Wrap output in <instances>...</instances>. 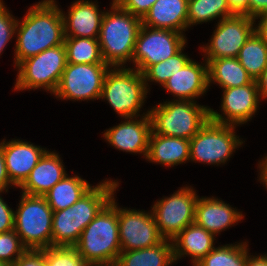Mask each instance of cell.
I'll return each mask as SVG.
<instances>
[{
    "instance_id": "1",
    "label": "cell",
    "mask_w": 267,
    "mask_h": 266,
    "mask_svg": "<svg viewBox=\"0 0 267 266\" xmlns=\"http://www.w3.org/2000/svg\"><path fill=\"white\" fill-rule=\"evenodd\" d=\"M15 35V68L29 57L64 44L63 17L56 0H42L30 6L22 21L18 19Z\"/></svg>"
},
{
    "instance_id": "2",
    "label": "cell",
    "mask_w": 267,
    "mask_h": 266,
    "mask_svg": "<svg viewBox=\"0 0 267 266\" xmlns=\"http://www.w3.org/2000/svg\"><path fill=\"white\" fill-rule=\"evenodd\" d=\"M118 187V180L103 179L93 185L70 208L53 211L52 246L73 247L85 227L115 197Z\"/></svg>"
},
{
    "instance_id": "3",
    "label": "cell",
    "mask_w": 267,
    "mask_h": 266,
    "mask_svg": "<svg viewBox=\"0 0 267 266\" xmlns=\"http://www.w3.org/2000/svg\"><path fill=\"white\" fill-rule=\"evenodd\" d=\"M89 266L116 264L121 252L118 203L113 197L82 231L73 246Z\"/></svg>"
},
{
    "instance_id": "4",
    "label": "cell",
    "mask_w": 267,
    "mask_h": 266,
    "mask_svg": "<svg viewBox=\"0 0 267 266\" xmlns=\"http://www.w3.org/2000/svg\"><path fill=\"white\" fill-rule=\"evenodd\" d=\"M109 9L104 12L98 36L102 58L110 67H126L132 62L141 18L122 9L114 0Z\"/></svg>"
},
{
    "instance_id": "5",
    "label": "cell",
    "mask_w": 267,
    "mask_h": 266,
    "mask_svg": "<svg viewBox=\"0 0 267 266\" xmlns=\"http://www.w3.org/2000/svg\"><path fill=\"white\" fill-rule=\"evenodd\" d=\"M155 134L190 140L210 119V107L197 101L168 100L149 109Z\"/></svg>"
},
{
    "instance_id": "6",
    "label": "cell",
    "mask_w": 267,
    "mask_h": 266,
    "mask_svg": "<svg viewBox=\"0 0 267 266\" xmlns=\"http://www.w3.org/2000/svg\"><path fill=\"white\" fill-rule=\"evenodd\" d=\"M149 93L142 73L128 65L110 67L106 73L100 99L106 100L120 118H131L139 114Z\"/></svg>"
},
{
    "instance_id": "7",
    "label": "cell",
    "mask_w": 267,
    "mask_h": 266,
    "mask_svg": "<svg viewBox=\"0 0 267 266\" xmlns=\"http://www.w3.org/2000/svg\"><path fill=\"white\" fill-rule=\"evenodd\" d=\"M14 210V230L28 250L52 247L53 210L44 196L21 194Z\"/></svg>"
},
{
    "instance_id": "8",
    "label": "cell",
    "mask_w": 267,
    "mask_h": 266,
    "mask_svg": "<svg viewBox=\"0 0 267 266\" xmlns=\"http://www.w3.org/2000/svg\"><path fill=\"white\" fill-rule=\"evenodd\" d=\"M67 64L64 44L23 60L17 67L14 91L44 89L53 94Z\"/></svg>"
},
{
    "instance_id": "9",
    "label": "cell",
    "mask_w": 267,
    "mask_h": 266,
    "mask_svg": "<svg viewBox=\"0 0 267 266\" xmlns=\"http://www.w3.org/2000/svg\"><path fill=\"white\" fill-rule=\"evenodd\" d=\"M236 126L219 124L210 119L190 139V161L224 165L233 152L245 142L235 132Z\"/></svg>"
},
{
    "instance_id": "10",
    "label": "cell",
    "mask_w": 267,
    "mask_h": 266,
    "mask_svg": "<svg viewBox=\"0 0 267 266\" xmlns=\"http://www.w3.org/2000/svg\"><path fill=\"white\" fill-rule=\"evenodd\" d=\"M192 186L180 187L169 197L158 199L151 211L161 236L173 240L186 226L195 221V205L198 200Z\"/></svg>"
},
{
    "instance_id": "11",
    "label": "cell",
    "mask_w": 267,
    "mask_h": 266,
    "mask_svg": "<svg viewBox=\"0 0 267 266\" xmlns=\"http://www.w3.org/2000/svg\"><path fill=\"white\" fill-rule=\"evenodd\" d=\"M186 43L187 37L183 33L141 25L135 42L132 68L143 73L149 66L173 57Z\"/></svg>"
},
{
    "instance_id": "12",
    "label": "cell",
    "mask_w": 267,
    "mask_h": 266,
    "mask_svg": "<svg viewBox=\"0 0 267 266\" xmlns=\"http://www.w3.org/2000/svg\"><path fill=\"white\" fill-rule=\"evenodd\" d=\"M110 69L107 64L67 63L53 95L62 100H100L103 82Z\"/></svg>"
},
{
    "instance_id": "13",
    "label": "cell",
    "mask_w": 267,
    "mask_h": 266,
    "mask_svg": "<svg viewBox=\"0 0 267 266\" xmlns=\"http://www.w3.org/2000/svg\"><path fill=\"white\" fill-rule=\"evenodd\" d=\"M255 24V18L245 14L218 21L209 43L200 46L205 53L204 60L209 63L213 59L238 57L240 49L255 32Z\"/></svg>"
},
{
    "instance_id": "14",
    "label": "cell",
    "mask_w": 267,
    "mask_h": 266,
    "mask_svg": "<svg viewBox=\"0 0 267 266\" xmlns=\"http://www.w3.org/2000/svg\"><path fill=\"white\" fill-rule=\"evenodd\" d=\"M118 225L121 251L149 248L162 242L152 211L119 207Z\"/></svg>"
},
{
    "instance_id": "15",
    "label": "cell",
    "mask_w": 267,
    "mask_h": 266,
    "mask_svg": "<svg viewBox=\"0 0 267 266\" xmlns=\"http://www.w3.org/2000/svg\"><path fill=\"white\" fill-rule=\"evenodd\" d=\"M221 113L210 108V120L226 125L240 126L246 124L259 110L261 97L257 81L252 83L222 89Z\"/></svg>"
},
{
    "instance_id": "16",
    "label": "cell",
    "mask_w": 267,
    "mask_h": 266,
    "mask_svg": "<svg viewBox=\"0 0 267 266\" xmlns=\"http://www.w3.org/2000/svg\"><path fill=\"white\" fill-rule=\"evenodd\" d=\"M124 120L107 129L102 137L113 148L123 152L141 154L146 159L152 131L149 114L124 118Z\"/></svg>"
},
{
    "instance_id": "17",
    "label": "cell",
    "mask_w": 267,
    "mask_h": 266,
    "mask_svg": "<svg viewBox=\"0 0 267 266\" xmlns=\"http://www.w3.org/2000/svg\"><path fill=\"white\" fill-rule=\"evenodd\" d=\"M0 145L3 150L8 177L15 188H19L25 182L39 159L47 151L46 148L22 139L6 141L4 138Z\"/></svg>"
},
{
    "instance_id": "18",
    "label": "cell",
    "mask_w": 267,
    "mask_h": 266,
    "mask_svg": "<svg viewBox=\"0 0 267 266\" xmlns=\"http://www.w3.org/2000/svg\"><path fill=\"white\" fill-rule=\"evenodd\" d=\"M162 87L173 95V100L196 101L205 95L209 89L208 62L204 58L203 63L191 59L182 69L173 74Z\"/></svg>"
},
{
    "instance_id": "19",
    "label": "cell",
    "mask_w": 267,
    "mask_h": 266,
    "mask_svg": "<svg viewBox=\"0 0 267 266\" xmlns=\"http://www.w3.org/2000/svg\"><path fill=\"white\" fill-rule=\"evenodd\" d=\"M244 218L241 211L233 208L229 203L212 197H198L195 205V223L215 237L222 231L229 229Z\"/></svg>"
},
{
    "instance_id": "20",
    "label": "cell",
    "mask_w": 267,
    "mask_h": 266,
    "mask_svg": "<svg viewBox=\"0 0 267 266\" xmlns=\"http://www.w3.org/2000/svg\"><path fill=\"white\" fill-rule=\"evenodd\" d=\"M96 2L76 0L68 7V14L61 10L65 37L98 38L105 9L99 10Z\"/></svg>"
},
{
    "instance_id": "21",
    "label": "cell",
    "mask_w": 267,
    "mask_h": 266,
    "mask_svg": "<svg viewBox=\"0 0 267 266\" xmlns=\"http://www.w3.org/2000/svg\"><path fill=\"white\" fill-rule=\"evenodd\" d=\"M67 174L60 155L47 150L19 189L23 194L43 196Z\"/></svg>"
},
{
    "instance_id": "22",
    "label": "cell",
    "mask_w": 267,
    "mask_h": 266,
    "mask_svg": "<svg viewBox=\"0 0 267 266\" xmlns=\"http://www.w3.org/2000/svg\"><path fill=\"white\" fill-rule=\"evenodd\" d=\"M188 1L157 0L141 19L142 25L185 34L188 30Z\"/></svg>"
},
{
    "instance_id": "23",
    "label": "cell",
    "mask_w": 267,
    "mask_h": 266,
    "mask_svg": "<svg viewBox=\"0 0 267 266\" xmlns=\"http://www.w3.org/2000/svg\"><path fill=\"white\" fill-rule=\"evenodd\" d=\"M216 237L195 222L186 226L173 240L174 261L191 257L195 266L215 248Z\"/></svg>"
},
{
    "instance_id": "24",
    "label": "cell",
    "mask_w": 267,
    "mask_h": 266,
    "mask_svg": "<svg viewBox=\"0 0 267 266\" xmlns=\"http://www.w3.org/2000/svg\"><path fill=\"white\" fill-rule=\"evenodd\" d=\"M146 160L173 167L190 161V140L151 131Z\"/></svg>"
},
{
    "instance_id": "25",
    "label": "cell",
    "mask_w": 267,
    "mask_h": 266,
    "mask_svg": "<svg viewBox=\"0 0 267 266\" xmlns=\"http://www.w3.org/2000/svg\"><path fill=\"white\" fill-rule=\"evenodd\" d=\"M174 263L173 242L167 239L149 248L121 251L116 262L118 266H171Z\"/></svg>"
},
{
    "instance_id": "26",
    "label": "cell",
    "mask_w": 267,
    "mask_h": 266,
    "mask_svg": "<svg viewBox=\"0 0 267 266\" xmlns=\"http://www.w3.org/2000/svg\"><path fill=\"white\" fill-rule=\"evenodd\" d=\"M208 76L209 88L211 83L227 89L244 86L254 81L237 57L211 60L208 63Z\"/></svg>"
},
{
    "instance_id": "27",
    "label": "cell",
    "mask_w": 267,
    "mask_h": 266,
    "mask_svg": "<svg viewBox=\"0 0 267 266\" xmlns=\"http://www.w3.org/2000/svg\"><path fill=\"white\" fill-rule=\"evenodd\" d=\"M91 187L92 185L86 179L77 174L73 176L67 174L43 196L53 211H59L70 208Z\"/></svg>"
},
{
    "instance_id": "28",
    "label": "cell",
    "mask_w": 267,
    "mask_h": 266,
    "mask_svg": "<svg viewBox=\"0 0 267 266\" xmlns=\"http://www.w3.org/2000/svg\"><path fill=\"white\" fill-rule=\"evenodd\" d=\"M239 63L253 80H257L267 67V42L255 31L240 49Z\"/></svg>"
},
{
    "instance_id": "29",
    "label": "cell",
    "mask_w": 267,
    "mask_h": 266,
    "mask_svg": "<svg viewBox=\"0 0 267 266\" xmlns=\"http://www.w3.org/2000/svg\"><path fill=\"white\" fill-rule=\"evenodd\" d=\"M67 63L106 64L103 61L98 38L65 37Z\"/></svg>"
},
{
    "instance_id": "30",
    "label": "cell",
    "mask_w": 267,
    "mask_h": 266,
    "mask_svg": "<svg viewBox=\"0 0 267 266\" xmlns=\"http://www.w3.org/2000/svg\"><path fill=\"white\" fill-rule=\"evenodd\" d=\"M235 15L227 0H189L188 28L218 19L221 21Z\"/></svg>"
},
{
    "instance_id": "31",
    "label": "cell",
    "mask_w": 267,
    "mask_h": 266,
    "mask_svg": "<svg viewBox=\"0 0 267 266\" xmlns=\"http://www.w3.org/2000/svg\"><path fill=\"white\" fill-rule=\"evenodd\" d=\"M248 241L215 247L195 266H246Z\"/></svg>"
},
{
    "instance_id": "32",
    "label": "cell",
    "mask_w": 267,
    "mask_h": 266,
    "mask_svg": "<svg viewBox=\"0 0 267 266\" xmlns=\"http://www.w3.org/2000/svg\"><path fill=\"white\" fill-rule=\"evenodd\" d=\"M185 47L186 45L173 57L149 66L142 73L148 91L150 90V82L163 86L173 74L182 69L191 60L187 53L185 54L183 51Z\"/></svg>"
},
{
    "instance_id": "33",
    "label": "cell",
    "mask_w": 267,
    "mask_h": 266,
    "mask_svg": "<svg viewBox=\"0 0 267 266\" xmlns=\"http://www.w3.org/2000/svg\"><path fill=\"white\" fill-rule=\"evenodd\" d=\"M46 266H89L74 247L52 246L44 249Z\"/></svg>"
},
{
    "instance_id": "34",
    "label": "cell",
    "mask_w": 267,
    "mask_h": 266,
    "mask_svg": "<svg viewBox=\"0 0 267 266\" xmlns=\"http://www.w3.org/2000/svg\"><path fill=\"white\" fill-rule=\"evenodd\" d=\"M27 250L14 229L0 233V262L11 265Z\"/></svg>"
},
{
    "instance_id": "35",
    "label": "cell",
    "mask_w": 267,
    "mask_h": 266,
    "mask_svg": "<svg viewBox=\"0 0 267 266\" xmlns=\"http://www.w3.org/2000/svg\"><path fill=\"white\" fill-rule=\"evenodd\" d=\"M17 21L18 18H15L5 7L3 0H0V56L8 43L15 37Z\"/></svg>"
},
{
    "instance_id": "36",
    "label": "cell",
    "mask_w": 267,
    "mask_h": 266,
    "mask_svg": "<svg viewBox=\"0 0 267 266\" xmlns=\"http://www.w3.org/2000/svg\"><path fill=\"white\" fill-rule=\"evenodd\" d=\"M122 9L143 18L157 0H114Z\"/></svg>"
},
{
    "instance_id": "37",
    "label": "cell",
    "mask_w": 267,
    "mask_h": 266,
    "mask_svg": "<svg viewBox=\"0 0 267 266\" xmlns=\"http://www.w3.org/2000/svg\"><path fill=\"white\" fill-rule=\"evenodd\" d=\"M11 266H46L44 249L27 250Z\"/></svg>"
},
{
    "instance_id": "38",
    "label": "cell",
    "mask_w": 267,
    "mask_h": 266,
    "mask_svg": "<svg viewBox=\"0 0 267 266\" xmlns=\"http://www.w3.org/2000/svg\"><path fill=\"white\" fill-rule=\"evenodd\" d=\"M0 191V233L14 229V210L8 206Z\"/></svg>"
},
{
    "instance_id": "39",
    "label": "cell",
    "mask_w": 267,
    "mask_h": 266,
    "mask_svg": "<svg viewBox=\"0 0 267 266\" xmlns=\"http://www.w3.org/2000/svg\"><path fill=\"white\" fill-rule=\"evenodd\" d=\"M13 186L14 185L11 183V180L9 179L7 174L5 158L3 155L2 147L0 145V191H5V193H8V189Z\"/></svg>"
},
{
    "instance_id": "40",
    "label": "cell",
    "mask_w": 267,
    "mask_h": 266,
    "mask_svg": "<svg viewBox=\"0 0 267 266\" xmlns=\"http://www.w3.org/2000/svg\"><path fill=\"white\" fill-rule=\"evenodd\" d=\"M267 13V0H249L248 16L256 18L257 16Z\"/></svg>"
},
{
    "instance_id": "41",
    "label": "cell",
    "mask_w": 267,
    "mask_h": 266,
    "mask_svg": "<svg viewBox=\"0 0 267 266\" xmlns=\"http://www.w3.org/2000/svg\"><path fill=\"white\" fill-rule=\"evenodd\" d=\"M230 9L235 14H245L248 16L249 0H227Z\"/></svg>"
},
{
    "instance_id": "42",
    "label": "cell",
    "mask_w": 267,
    "mask_h": 266,
    "mask_svg": "<svg viewBox=\"0 0 267 266\" xmlns=\"http://www.w3.org/2000/svg\"><path fill=\"white\" fill-rule=\"evenodd\" d=\"M256 19L260 20L255 24V31L267 42V13L257 16Z\"/></svg>"
},
{
    "instance_id": "43",
    "label": "cell",
    "mask_w": 267,
    "mask_h": 266,
    "mask_svg": "<svg viewBox=\"0 0 267 266\" xmlns=\"http://www.w3.org/2000/svg\"><path fill=\"white\" fill-rule=\"evenodd\" d=\"M246 266H267V253L265 255H251L248 251Z\"/></svg>"
},
{
    "instance_id": "44",
    "label": "cell",
    "mask_w": 267,
    "mask_h": 266,
    "mask_svg": "<svg viewBox=\"0 0 267 266\" xmlns=\"http://www.w3.org/2000/svg\"><path fill=\"white\" fill-rule=\"evenodd\" d=\"M256 81L261 99L267 100V67L264 69L262 75Z\"/></svg>"
},
{
    "instance_id": "45",
    "label": "cell",
    "mask_w": 267,
    "mask_h": 266,
    "mask_svg": "<svg viewBox=\"0 0 267 266\" xmlns=\"http://www.w3.org/2000/svg\"><path fill=\"white\" fill-rule=\"evenodd\" d=\"M257 168L259 169V174H258V181L264 185L265 188H267V156H264L261 158L259 161Z\"/></svg>"
},
{
    "instance_id": "46",
    "label": "cell",
    "mask_w": 267,
    "mask_h": 266,
    "mask_svg": "<svg viewBox=\"0 0 267 266\" xmlns=\"http://www.w3.org/2000/svg\"><path fill=\"white\" fill-rule=\"evenodd\" d=\"M0 266H11V265L10 264H7V263L0 262Z\"/></svg>"
},
{
    "instance_id": "47",
    "label": "cell",
    "mask_w": 267,
    "mask_h": 266,
    "mask_svg": "<svg viewBox=\"0 0 267 266\" xmlns=\"http://www.w3.org/2000/svg\"><path fill=\"white\" fill-rule=\"evenodd\" d=\"M102 266H118L117 264L102 265Z\"/></svg>"
}]
</instances>
